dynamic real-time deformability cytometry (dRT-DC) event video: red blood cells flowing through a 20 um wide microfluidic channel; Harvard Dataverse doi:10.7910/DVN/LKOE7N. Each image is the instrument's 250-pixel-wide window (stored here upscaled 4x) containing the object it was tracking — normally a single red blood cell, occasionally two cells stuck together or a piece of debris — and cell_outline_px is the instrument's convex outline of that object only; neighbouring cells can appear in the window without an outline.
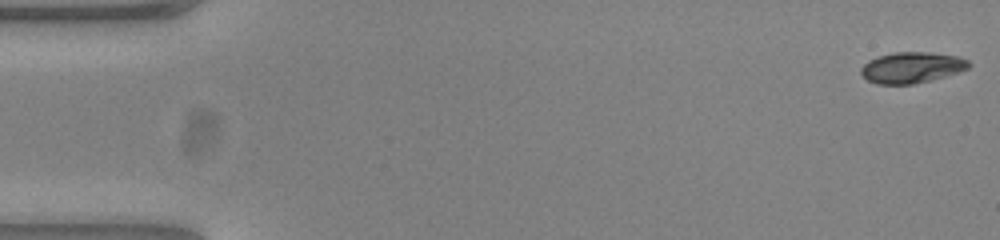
{"species": "common noctule bat (a hibernating species)", "species_latin": "Nyctalus noctula", "temperature_condition": "warm", "stored_images_in_passage": 53, "camera_frame_rate_fps": 3000, "um_per_image_px": 0.085, "animal": {"sex": "female", "body_mass_g": 23.0, "forearm_length_mm": 53.4}, "frame": {"image": 1, "passage_image": 1, "time_ms": 0.0, "image_size_px": [1000, 240], "cell_outline_px": [[972, 64], [968, 68], [932, 80], [912, 84], [876, 84], [868, 80], [860, 72], [860, 68], [868, 60], [892, 52], [928, 52], [956, 56], [968, 60]], "centroid_in_image_um": [77.48, 5.74], "position_along_channel_um": 7.5, "area_um2": 19.31}}
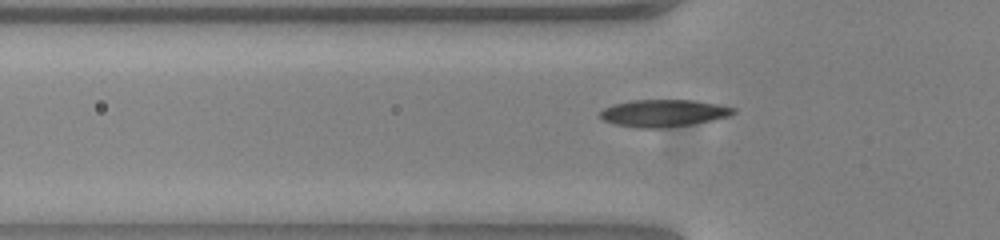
{"frame": {"image": 2, "passage_image": 17, "time_ms": 5.333, "image_size_px": [1000, 240], "cell_outline_px": [[736, 112], [728, 116], [712, 120], [692, 124], [664, 128], [636, 128], [616, 124], [604, 120], [600, 116], [600, 112], [604, 108], [612, 104], [632, 100], [696, 100], [736, 108]], "centroid_in_image_um": [56.4, 9.61], "position_along_channel_um": 69.4, "area_um2": 21.1}}
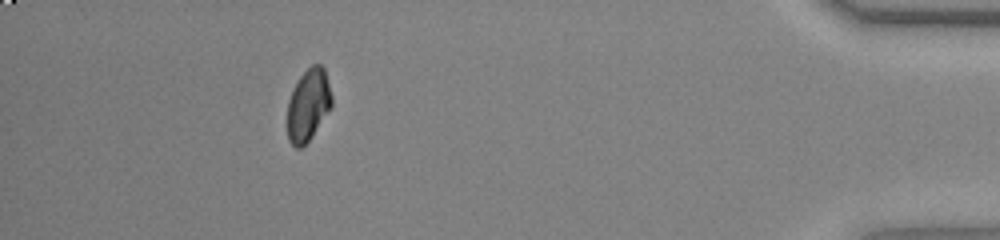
{"frame": {"image": 3, "passage_image": 48, "time_ms": 15.667, "image_size_px": [1000, 240], "cell_outline_px": [[332, 108], [312, 136], [300, 148], [296, 148], [288, 140], [288, 100], [300, 76], [312, 64], [320, 64], [324, 68], [332, 96]], "centroid_in_image_um": [26.22, 8.93], "position_along_channel_um": 409.0, "area_um2": 18.5}, "authors_computed_cell_mechanics": {"area_um2": 20.1144, "velocity_mm_per_s": 3.8503, "shape_relaxation_time_tau1_ms": 5.2235, "shape_relaxation_time_tau2_ms": 4.104, "deformation_change_tau1": 0.1714, "deformation_change_tau2": 0.0556}}